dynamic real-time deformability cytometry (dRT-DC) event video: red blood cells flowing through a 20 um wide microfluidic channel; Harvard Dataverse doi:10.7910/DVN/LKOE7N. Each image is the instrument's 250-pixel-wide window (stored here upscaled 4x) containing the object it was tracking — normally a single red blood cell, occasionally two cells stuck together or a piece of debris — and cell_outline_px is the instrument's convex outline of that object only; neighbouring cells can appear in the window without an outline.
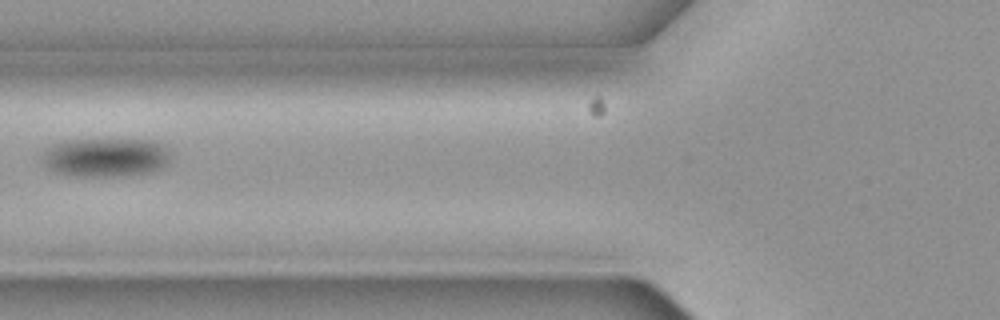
{"species": "common noctule bat (a hibernating species)", "species_latin": "Nyctalus noctula", "temperature_condition": "cold", "stored_images_in_passage": 7, "camera_frame_rate_fps": 3000, "um_per_image_px": 0.085, "animal": {"sex": "female", "body_mass_g": 19.3, "forearm_length_mm": 54.1}, "frame": {"image": 1, "passage_image": 6, "time_ms": 1.667, "image_size_px": [1000, 320], "cell_outline_px": [[168, 160], [160, 168], [152, 172], [128, 176], [68, 176], [52, 172], [40, 160], [40, 156], [52, 144], [68, 140], [152, 140], [168, 148]], "centroid_in_image_um": [8.91, 13.4], "position_along_channel_um": 116.9, "area_um2": 29.25}}